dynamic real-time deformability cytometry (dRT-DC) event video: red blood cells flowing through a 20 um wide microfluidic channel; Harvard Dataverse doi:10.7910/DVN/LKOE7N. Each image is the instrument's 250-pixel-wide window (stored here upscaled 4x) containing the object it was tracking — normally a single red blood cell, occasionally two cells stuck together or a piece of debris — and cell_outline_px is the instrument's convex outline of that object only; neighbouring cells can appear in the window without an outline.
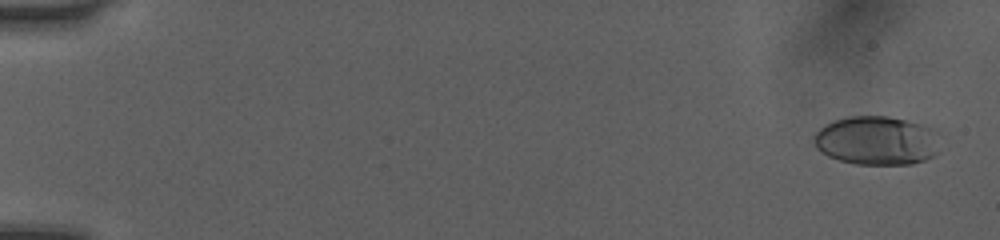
{"species": "human", "species_latin": "Homo sapiens", "temperature_condition": "room temperature", "stored_images_in_passage": 51, "camera_frame_rate_fps": 3000, "um_per_image_px": 0.085, "donor": {"sex": "female"}, "frame": {"image": 1, "passage_image": 2, "time_ms": 0.333, "image_size_px": [1000, 240], "cell_outline_px": [[936, 152], [932, 156], [924, 160], [912, 164], [856, 164], [840, 160], [828, 156], [816, 148], [812, 140], [812, 136], [824, 124], [832, 120], [848, 116], [888, 116], [920, 124], [932, 128], [936, 132]], "centroid_in_image_um": [74.44, 11.94], "position_along_channel_um": 10.6, "area_um2": 35.84}}
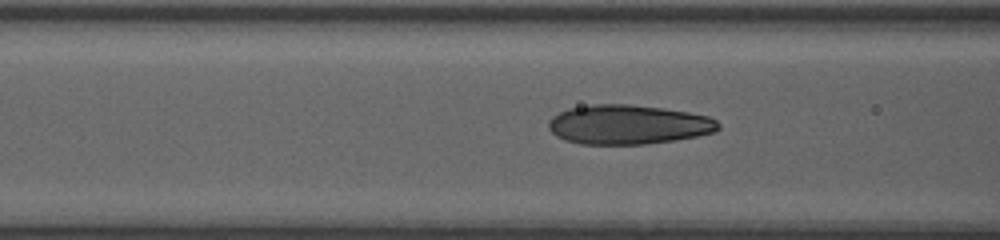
{"frame": {"image": 2, "passage_image": 22, "time_ms": 7.0, "image_size_px": [1000, 240], "cell_outline_px": [[720, 128], [716, 132], [676, 140], [644, 144], [580, 144], [564, 140], [556, 136], [548, 128], [548, 120], [552, 116], [568, 108], [592, 104], [628, 104], [664, 108], [688, 112], [708, 116], [716, 120], [720, 124]], "centroid_in_image_um": [53.39, 10.59], "position_along_channel_um": 113.2, "area_um2": 39.25}}
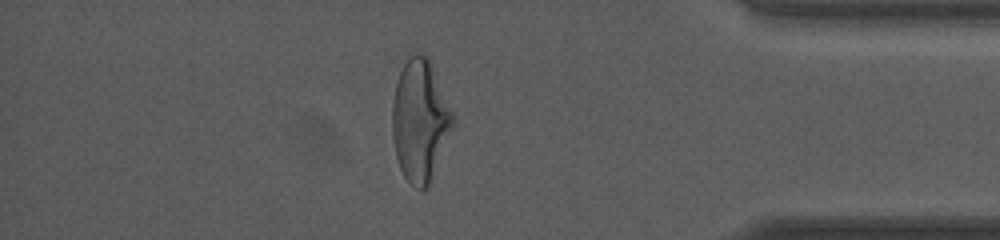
{"frame": {"image": 3, "passage_image": 45, "time_ms": 14.667, "image_size_px": [1000, 240], "cell_outline_px": [[452, 124], [428, 188], [420, 188], [412, 184], [404, 176], [400, 168], [396, 156], [392, 136], [392, 104], [396, 84], [400, 72], [404, 64], [416, 52], [428, 56], [452, 112]], "centroid_in_image_um": [35.66, 10.23], "position_along_channel_um": 399.5, "area_um2": 41.73}, "authors_computed_cell_mechanics": {"area_um2": 38.2058, "velocity_mm_per_s": 4.0694, "shape_relaxation_time_tau1_ms": 4.1237, "shape_relaxation_time_tau2_ms": 0.611, "deformation_change_tau1": 0.1905, "deformation_change_tau2": 0.0745}}